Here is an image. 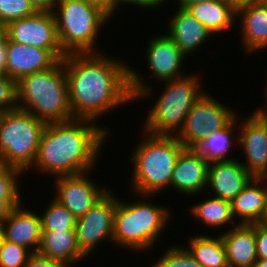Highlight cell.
<instances>
[{"label": "cell", "mask_w": 267, "mask_h": 267, "mask_svg": "<svg viewBox=\"0 0 267 267\" xmlns=\"http://www.w3.org/2000/svg\"><path fill=\"white\" fill-rule=\"evenodd\" d=\"M150 267H202L185 246L173 245Z\"/></svg>", "instance_id": "obj_29"}, {"label": "cell", "mask_w": 267, "mask_h": 267, "mask_svg": "<svg viewBox=\"0 0 267 267\" xmlns=\"http://www.w3.org/2000/svg\"><path fill=\"white\" fill-rule=\"evenodd\" d=\"M7 38V24L0 22V44L3 43Z\"/></svg>", "instance_id": "obj_43"}, {"label": "cell", "mask_w": 267, "mask_h": 267, "mask_svg": "<svg viewBox=\"0 0 267 267\" xmlns=\"http://www.w3.org/2000/svg\"><path fill=\"white\" fill-rule=\"evenodd\" d=\"M7 36L15 43L45 50H62L52 12H36L31 16L9 22Z\"/></svg>", "instance_id": "obj_13"}, {"label": "cell", "mask_w": 267, "mask_h": 267, "mask_svg": "<svg viewBox=\"0 0 267 267\" xmlns=\"http://www.w3.org/2000/svg\"><path fill=\"white\" fill-rule=\"evenodd\" d=\"M131 153L133 173L131 193L155 197L165 188H171L174 166L185 148L175 136H154L145 133Z\"/></svg>", "instance_id": "obj_5"}, {"label": "cell", "mask_w": 267, "mask_h": 267, "mask_svg": "<svg viewBox=\"0 0 267 267\" xmlns=\"http://www.w3.org/2000/svg\"><path fill=\"white\" fill-rule=\"evenodd\" d=\"M236 17L238 23L241 22L239 34L242 35L240 38L245 52L252 54L267 49V4L253 2L240 5L236 7Z\"/></svg>", "instance_id": "obj_19"}, {"label": "cell", "mask_w": 267, "mask_h": 267, "mask_svg": "<svg viewBox=\"0 0 267 267\" xmlns=\"http://www.w3.org/2000/svg\"><path fill=\"white\" fill-rule=\"evenodd\" d=\"M52 13L59 43L66 55L102 52L95 46L100 30L111 21L105 11L84 0H58Z\"/></svg>", "instance_id": "obj_6"}, {"label": "cell", "mask_w": 267, "mask_h": 267, "mask_svg": "<svg viewBox=\"0 0 267 267\" xmlns=\"http://www.w3.org/2000/svg\"><path fill=\"white\" fill-rule=\"evenodd\" d=\"M229 267H253L257 261L255 223L238 224L220 233Z\"/></svg>", "instance_id": "obj_21"}, {"label": "cell", "mask_w": 267, "mask_h": 267, "mask_svg": "<svg viewBox=\"0 0 267 267\" xmlns=\"http://www.w3.org/2000/svg\"><path fill=\"white\" fill-rule=\"evenodd\" d=\"M266 195L267 178L254 177L230 202L234 219L238 221L239 218L238 224L251 225L261 222L265 211Z\"/></svg>", "instance_id": "obj_22"}, {"label": "cell", "mask_w": 267, "mask_h": 267, "mask_svg": "<svg viewBox=\"0 0 267 267\" xmlns=\"http://www.w3.org/2000/svg\"><path fill=\"white\" fill-rule=\"evenodd\" d=\"M253 267H267V259H257Z\"/></svg>", "instance_id": "obj_45"}, {"label": "cell", "mask_w": 267, "mask_h": 267, "mask_svg": "<svg viewBox=\"0 0 267 267\" xmlns=\"http://www.w3.org/2000/svg\"><path fill=\"white\" fill-rule=\"evenodd\" d=\"M256 250L258 259H267V225L255 223Z\"/></svg>", "instance_id": "obj_34"}, {"label": "cell", "mask_w": 267, "mask_h": 267, "mask_svg": "<svg viewBox=\"0 0 267 267\" xmlns=\"http://www.w3.org/2000/svg\"><path fill=\"white\" fill-rule=\"evenodd\" d=\"M238 117L239 116L236 115V117L225 128L211 132L205 139L194 147V149L199 152L209 164L213 162L233 160V158L228 156V152H230L231 148H233L232 146L234 145V141L238 142L237 135L239 133L235 131L237 127H239Z\"/></svg>", "instance_id": "obj_25"}, {"label": "cell", "mask_w": 267, "mask_h": 267, "mask_svg": "<svg viewBox=\"0 0 267 267\" xmlns=\"http://www.w3.org/2000/svg\"><path fill=\"white\" fill-rule=\"evenodd\" d=\"M199 202L192 205L189 211L194 218L205 224V227L212 229L214 227L215 230L216 228L227 227L229 223L232 224L231 227L238 225L232 215L230 201L212 196Z\"/></svg>", "instance_id": "obj_27"}, {"label": "cell", "mask_w": 267, "mask_h": 267, "mask_svg": "<svg viewBox=\"0 0 267 267\" xmlns=\"http://www.w3.org/2000/svg\"><path fill=\"white\" fill-rule=\"evenodd\" d=\"M167 2L166 0H121V4L124 6L129 5V6H136V7H142V8H148V9H153L162 6V3ZM126 4V5H125Z\"/></svg>", "instance_id": "obj_38"}, {"label": "cell", "mask_w": 267, "mask_h": 267, "mask_svg": "<svg viewBox=\"0 0 267 267\" xmlns=\"http://www.w3.org/2000/svg\"><path fill=\"white\" fill-rule=\"evenodd\" d=\"M167 35L175 42V45L189 56L197 52L201 45L209 40L213 34L186 9H176L173 17L169 19Z\"/></svg>", "instance_id": "obj_20"}, {"label": "cell", "mask_w": 267, "mask_h": 267, "mask_svg": "<svg viewBox=\"0 0 267 267\" xmlns=\"http://www.w3.org/2000/svg\"><path fill=\"white\" fill-rule=\"evenodd\" d=\"M199 74L163 81L160 93L144 120L143 131L154 136H176L183 127L188 112L205 93ZM201 88V89H200Z\"/></svg>", "instance_id": "obj_7"}, {"label": "cell", "mask_w": 267, "mask_h": 267, "mask_svg": "<svg viewBox=\"0 0 267 267\" xmlns=\"http://www.w3.org/2000/svg\"><path fill=\"white\" fill-rule=\"evenodd\" d=\"M24 173L14 167L0 164V198L2 199H22L19 178ZM19 188V189H18Z\"/></svg>", "instance_id": "obj_31"}, {"label": "cell", "mask_w": 267, "mask_h": 267, "mask_svg": "<svg viewBox=\"0 0 267 267\" xmlns=\"http://www.w3.org/2000/svg\"><path fill=\"white\" fill-rule=\"evenodd\" d=\"M22 204L15 207L2 222L3 238L35 253L41 244V217L38 212L24 209Z\"/></svg>", "instance_id": "obj_18"}, {"label": "cell", "mask_w": 267, "mask_h": 267, "mask_svg": "<svg viewBox=\"0 0 267 267\" xmlns=\"http://www.w3.org/2000/svg\"><path fill=\"white\" fill-rule=\"evenodd\" d=\"M238 146L246 155L244 168L255 178H267V119L252 111L238 120Z\"/></svg>", "instance_id": "obj_12"}, {"label": "cell", "mask_w": 267, "mask_h": 267, "mask_svg": "<svg viewBox=\"0 0 267 267\" xmlns=\"http://www.w3.org/2000/svg\"><path fill=\"white\" fill-rule=\"evenodd\" d=\"M4 113H5V110L2 107H0V122H1V119L4 115Z\"/></svg>", "instance_id": "obj_48"}, {"label": "cell", "mask_w": 267, "mask_h": 267, "mask_svg": "<svg viewBox=\"0 0 267 267\" xmlns=\"http://www.w3.org/2000/svg\"><path fill=\"white\" fill-rule=\"evenodd\" d=\"M235 7H238L243 4L259 2V0H229Z\"/></svg>", "instance_id": "obj_44"}, {"label": "cell", "mask_w": 267, "mask_h": 267, "mask_svg": "<svg viewBox=\"0 0 267 267\" xmlns=\"http://www.w3.org/2000/svg\"><path fill=\"white\" fill-rule=\"evenodd\" d=\"M65 56L63 50H45L7 38V76L18 81L26 75L54 67Z\"/></svg>", "instance_id": "obj_14"}, {"label": "cell", "mask_w": 267, "mask_h": 267, "mask_svg": "<svg viewBox=\"0 0 267 267\" xmlns=\"http://www.w3.org/2000/svg\"><path fill=\"white\" fill-rule=\"evenodd\" d=\"M31 254L25 247L3 238L0 244V267H25Z\"/></svg>", "instance_id": "obj_30"}, {"label": "cell", "mask_w": 267, "mask_h": 267, "mask_svg": "<svg viewBox=\"0 0 267 267\" xmlns=\"http://www.w3.org/2000/svg\"><path fill=\"white\" fill-rule=\"evenodd\" d=\"M145 52L147 66L157 82L185 76L181 70L184 65L183 61L186 60L185 57H189L175 45V42L166 33L150 39Z\"/></svg>", "instance_id": "obj_15"}, {"label": "cell", "mask_w": 267, "mask_h": 267, "mask_svg": "<svg viewBox=\"0 0 267 267\" xmlns=\"http://www.w3.org/2000/svg\"><path fill=\"white\" fill-rule=\"evenodd\" d=\"M140 199L135 202H124L117 198L114 222L113 244L120 248H127L132 252H146L154 250L159 237L166 230L171 221L170 210L150 203L152 195L133 194ZM145 198V199H144ZM148 200V201H145ZM163 232V233H162ZM155 245V246H154Z\"/></svg>", "instance_id": "obj_3"}, {"label": "cell", "mask_w": 267, "mask_h": 267, "mask_svg": "<svg viewBox=\"0 0 267 267\" xmlns=\"http://www.w3.org/2000/svg\"><path fill=\"white\" fill-rule=\"evenodd\" d=\"M88 173L90 172L53 179L56 191L53 198L68 208L77 219L84 216L110 190L88 178Z\"/></svg>", "instance_id": "obj_11"}, {"label": "cell", "mask_w": 267, "mask_h": 267, "mask_svg": "<svg viewBox=\"0 0 267 267\" xmlns=\"http://www.w3.org/2000/svg\"><path fill=\"white\" fill-rule=\"evenodd\" d=\"M259 2L267 4V0H259Z\"/></svg>", "instance_id": "obj_49"}, {"label": "cell", "mask_w": 267, "mask_h": 267, "mask_svg": "<svg viewBox=\"0 0 267 267\" xmlns=\"http://www.w3.org/2000/svg\"><path fill=\"white\" fill-rule=\"evenodd\" d=\"M260 223L267 225V195H266L265 211H264V214L262 216V220Z\"/></svg>", "instance_id": "obj_46"}, {"label": "cell", "mask_w": 267, "mask_h": 267, "mask_svg": "<svg viewBox=\"0 0 267 267\" xmlns=\"http://www.w3.org/2000/svg\"><path fill=\"white\" fill-rule=\"evenodd\" d=\"M116 194L109 190L82 217L76 220L75 234L81 251L89 256L103 240L113 243V222ZM107 238V239H106Z\"/></svg>", "instance_id": "obj_10"}, {"label": "cell", "mask_w": 267, "mask_h": 267, "mask_svg": "<svg viewBox=\"0 0 267 267\" xmlns=\"http://www.w3.org/2000/svg\"><path fill=\"white\" fill-rule=\"evenodd\" d=\"M46 124L20 108L5 111L0 122V164L23 173L31 170Z\"/></svg>", "instance_id": "obj_8"}, {"label": "cell", "mask_w": 267, "mask_h": 267, "mask_svg": "<svg viewBox=\"0 0 267 267\" xmlns=\"http://www.w3.org/2000/svg\"><path fill=\"white\" fill-rule=\"evenodd\" d=\"M18 108L51 122L73 120L63 59L54 67L17 81Z\"/></svg>", "instance_id": "obj_4"}, {"label": "cell", "mask_w": 267, "mask_h": 267, "mask_svg": "<svg viewBox=\"0 0 267 267\" xmlns=\"http://www.w3.org/2000/svg\"><path fill=\"white\" fill-rule=\"evenodd\" d=\"M208 161L194 148H184L173 169L171 188L182 196L201 193L207 190Z\"/></svg>", "instance_id": "obj_16"}, {"label": "cell", "mask_w": 267, "mask_h": 267, "mask_svg": "<svg viewBox=\"0 0 267 267\" xmlns=\"http://www.w3.org/2000/svg\"><path fill=\"white\" fill-rule=\"evenodd\" d=\"M0 107L5 111L18 108L17 81L0 75Z\"/></svg>", "instance_id": "obj_33"}, {"label": "cell", "mask_w": 267, "mask_h": 267, "mask_svg": "<svg viewBox=\"0 0 267 267\" xmlns=\"http://www.w3.org/2000/svg\"><path fill=\"white\" fill-rule=\"evenodd\" d=\"M198 19L212 34L227 31L236 18V7L229 0L202 1L185 8Z\"/></svg>", "instance_id": "obj_24"}, {"label": "cell", "mask_w": 267, "mask_h": 267, "mask_svg": "<svg viewBox=\"0 0 267 267\" xmlns=\"http://www.w3.org/2000/svg\"><path fill=\"white\" fill-rule=\"evenodd\" d=\"M0 74L7 75V39L0 44Z\"/></svg>", "instance_id": "obj_40"}, {"label": "cell", "mask_w": 267, "mask_h": 267, "mask_svg": "<svg viewBox=\"0 0 267 267\" xmlns=\"http://www.w3.org/2000/svg\"><path fill=\"white\" fill-rule=\"evenodd\" d=\"M2 239H3V227H2V223L0 222V244H1Z\"/></svg>", "instance_id": "obj_47"}, {"label": "cell", "mask_w": 267, "mask_h": 267, "mask_svg": "<svg viewBox=\"0 0 267 267\" xmlns=\"http://www.w3.org/2000/svg\"><path fill=\"white\" fill-rule=\"evenodd\" d=\"M42 230H75L77 218L64 205L52 198L43 214L40 213Z\"/></svg>", "instance_id": "obj_28"}, {"label": "cell", "mask_w": 267, "mask_h": 267, "mask_svg": "<svg viewBox=\"0 0 267 267\" xmlns=\"http://www.w3.org/2000/svg\"><path fill=\"white\" fill-rule=\"evenodd\" d=\"M87 3L93 4L105 11L111 18L120 10L121 0H84Z\"/></svg>", "instance_id": "obj_36"}, {"label": "cell", "mask_w": 267, "mask_h": 267, "mask_svg": "<svg viewBox=\"0 0 267 267\" xmlns=\"http://www.w3.org/2000/svg\"><path fill=\"white\" fill-rule=\"evenodd\" d=\"M36 12L29 0H0V22L2 23L8 24Z\"/></svg>", "instance_id": "obj_32"}, {"label": "cell", "mask_w": 267, "mask_h": 267, "mask_svg": "<svg viewBox=\"0 0 267 267\" xmlns=\"http://www.w3.org/2000/svg\"><path fill=\"white\" fill-rule=\"evenodd\" d=\"M37 12H52L58 0H29Z\"/></svg>", "instance_id": "obj_39"}, {"label": "cell", "mask_w": 267, "mask_h": 267, "mask_svg": "<svg viewBox=\"0 0 267 267\" xmlns=\"http://www.w3.org/2000/svg\"><path fill=\"white\" fill-rule=\"evenodd\" d=\"M202 1H210V0H176L175 2H177L176 5H178V8H182L185 9L187 6L195 4V3H199Z\"/></svg>", "instance_id": "obj_41"}, {"label": "cell", "mask_w": 267, "mask_h": 267, "mask_svg": "<svg viewBox=\"0 0 267 267\" xmlns=\"http://www.w3.org/2000/svg\"><path fill=\"white\" fill-rule=\"evenodd\" d=\"M254 177L238 159L208 165L207 188L214 197L232 201Z\"/></svg>", "instance_id": "obj_17"}, {"label": "cell", "mask_w": 267, "mask_h": 267, "mask_svg": "<svg viewBox=\"0 0 267 267\" xmlns=\"http://www.w3.org/2000/svg\"><path fill=\"white\" fill-rule=\"evenodd\" d=\"M38 253L68 267L87 258L78 246L75 230H42Z\"/></svg>", "instance_id": "obj_23"}, {"label": "cell", "mask_w": 267, "mask_h": 267, "mask_svg": "<svg viewBox=\"0 0 267 267\" xmlns=\"http://www.w3.org/2000/svg\"><path fill=\"white\" fill-rule=\"evenodd\" d=\"M95 123L86 119L47 123L33 170L52 177L93 171L109 136L106 127Z\"/></svg>", "instance_id": "obj_2"}, {"label": "cell", "mask_w": 267, "mask_h": 267, "mask_svg": "<svg viewBox=\"0 0 267 267\" xmlns=\"http://www.w3.org/2000/svg\"><path fill=\"white\" fill-rule=\"evenodd\" d=\"M186 249L202 267H229L221 236L196 235L189 237Z\"/></svg>", "instance_id": "obj_26"}, {"label": "cell", "mask_w": 267, "mask_h": 267, "mask_svg": "<svg viewBox=\"0 0 267 267\" xmlns=\"http://www.w3.org/2000/svg\"><path fill=\"white\" fill-rule=\"evenodd\" d=\"M25 267H68V266L63 262L48 258L46 256L39 254L38 252H35L30 255Z\"/></svg>", "instance_id": "obj_35"}, {"label": "cell", "mask_w": 267, "mask_h": 267, "mask_svg": "<svg viewBox=\"0 0 267 267\" xmlns=\"http://www.w3.org/2000/svg\"><path fill=\"white\" fill-rule=\"evenodd\" d=\"M226 105L205 92L188 112L175 137L185 148H194L211 132L225 128L236 117V111Z\"/></svg>", "instance_id": "obj_9"}, {"label": "cell", "mask_w": 267, "mask_h": 267, "mask_svg": "<svg viewBox=\"0 0 267 267\" xmlns=\"http://www.w3.org/2000/svg\"><path fill=\"white\" fill-rule=\"evenodd\" d=\"M24 199H2L0 198V222L2 223L18 207Z\"/></svg>", "instance_id": "obj_37"}, {"label": "cell", "mask_w": 267, "mask_h": 267, "mask_svg": "<svg viewBox=\"0 0 267 267\" xmlns=\"http://www.w3.org/2000/svg\"><path fill=\"white\" fill-rule=\"evenodd\" d=\"M266 91H265V98H267V86L265 87ZM256 110H254L260 117L264 118V119H267V99H266V105L264 104V107H258L255 108Z\"/></svg>", "instance_id": "obj_42"}, {"label": "cell", "mask_w": 267, "mask_h": 267, "mask_svg": "<svg viewBox=\"0 0 267 267\" xmlns=\"http://www.w3.org/2000/svg\"><path fill=\"white\" fill-rule=\"evenodd\" d=\"M105 55L71 53L63 59L74 119L97 123L107 112L154 93L149 82L128 62Z\"/></svg>", "instance_id": "obj_1"}]
</instances>
